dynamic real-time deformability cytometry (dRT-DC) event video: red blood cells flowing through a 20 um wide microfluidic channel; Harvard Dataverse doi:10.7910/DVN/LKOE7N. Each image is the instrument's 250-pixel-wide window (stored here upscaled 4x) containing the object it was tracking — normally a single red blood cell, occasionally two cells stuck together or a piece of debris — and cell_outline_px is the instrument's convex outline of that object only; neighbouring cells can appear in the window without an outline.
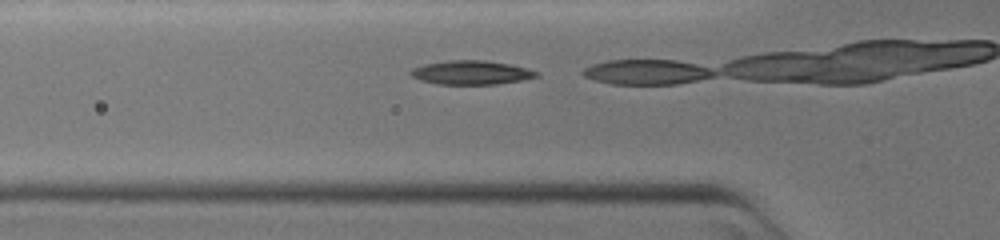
{"species": "common noctule bat (a hibernating species)", "species_latin": "Nyctalus noctula", "temperature_condition": "warm", "stored_images_in_passage": 6, "camera_frame_rate_fps": 3000, "um_per_image_px": 0.085, "animal": {"sex": "female", "body_mass_g": 19.0, "forearm_length_mm": 51.5}, "frame": {"image": 1, "passage_image": 5, "time_ms": 1.333, "image_size_px": [1000, 240], "cell_outline_px": [[540, 72], [536, 76], [520, 80], [496, 84], [440, 84], [420, 80], [412, 76], [408, 72], [412, 68], [424, 64], [448, 60], [484, 60], [508, 64], [528, 68]], "centroid_in_image_um": [40.02, 6.16], "position_along_channel_um": 85.8, "area_um2": 17.4}}